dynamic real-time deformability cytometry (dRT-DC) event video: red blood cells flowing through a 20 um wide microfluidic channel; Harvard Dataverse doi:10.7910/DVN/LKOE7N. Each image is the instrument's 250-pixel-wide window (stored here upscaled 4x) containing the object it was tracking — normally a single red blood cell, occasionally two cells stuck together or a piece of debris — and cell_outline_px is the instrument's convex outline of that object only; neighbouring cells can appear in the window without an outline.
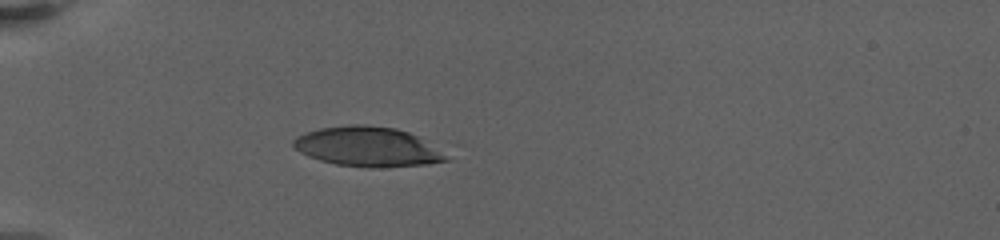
{"species": "human", "species_latin": "Homo sapiens", "temperature_condition": "warm", "stored_images_in_passage": 24, "camera_frame_rate_fps": 3000, "um_per_image_px": 0.085, "donor": {"sex": "female"}, "frame": {"image": 1, "passage_image": 23, "time_ms": 6.667, "image_size_px": [1000, 240], "cell_outline_px": [[448, 160], [428, 164], [380, 168], [368, 168], [336, 164], [320, 160], [308, 156], [300, 152], [292, 144], [292, 140], [296, 136], [304, 132], [320, 128], [352, 124], [364, 124], [396, 128], [408, 132], [416, 136], [448, 156]], "centroid_in_image_um": [31.19, 12.47], "position_along_channel_um": 53.8, "area_um2": 35.26}}